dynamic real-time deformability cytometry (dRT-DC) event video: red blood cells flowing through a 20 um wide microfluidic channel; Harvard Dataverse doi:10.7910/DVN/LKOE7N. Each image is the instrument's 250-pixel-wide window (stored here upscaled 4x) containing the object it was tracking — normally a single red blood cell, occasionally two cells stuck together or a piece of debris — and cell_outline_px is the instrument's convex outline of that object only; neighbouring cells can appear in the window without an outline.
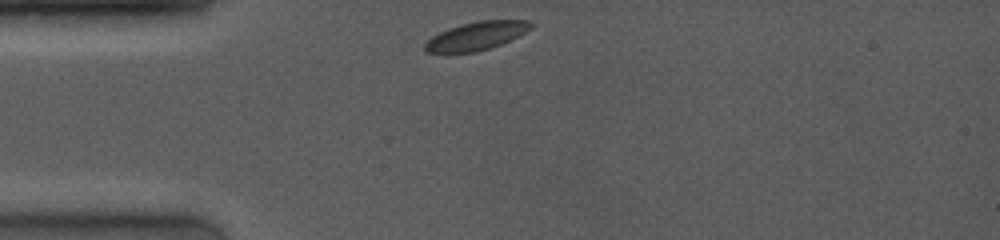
{"species": "common noctule bat (a hibernating species)", "species_latin": "Nyctalus noctula", "temperature_condition": "room temperature", "stored_images_in_passage": 29, "camera_frame_rate_fps": 4000, "um_per_image_px": 0.085, "animal": {"sex": "female", "body_mass_g": 19.0, "forearm_length_mm": 53.3}, "frame": {"image": 1, "passage_image": 1, "time_ms": 0.0, "image_size_px": [1000, 240], "cell_outline_px": [[536, 24], [532, 28], [500, 44], [476, 52], [424, 52], [424, 44], [432, 36], [440, 32], [476, 20], [528, 20]], "centroid_in_image_um": [40.51, 3.04], "position_along_channel_um": 44.5, "area_um2": 17.11}}
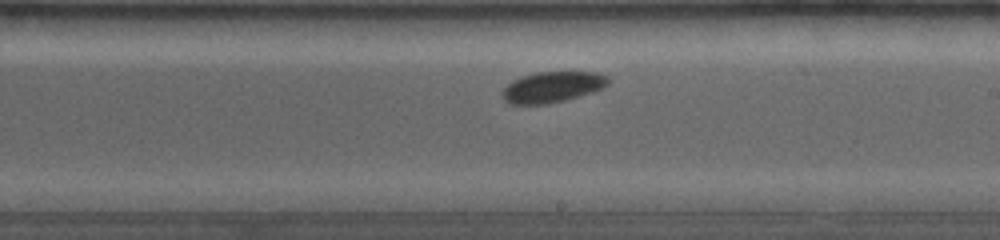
{"frame": {"image": 2, "passage_image": 18, "time_ms": 5.5, "image_size_px": [1000, 240], "cell_outline_px": [[608, 84], [604, 88], [564, 100], [544, 104], [512, 104], [504, 100], [500, 92], [512, 80], [520, 76], [536, 72], [596, 72], [608, 76]], "centroid_in_image_um": [46.92, 7.38], "position_along_channel_um": 242.1, "area_um2": 18.96}}
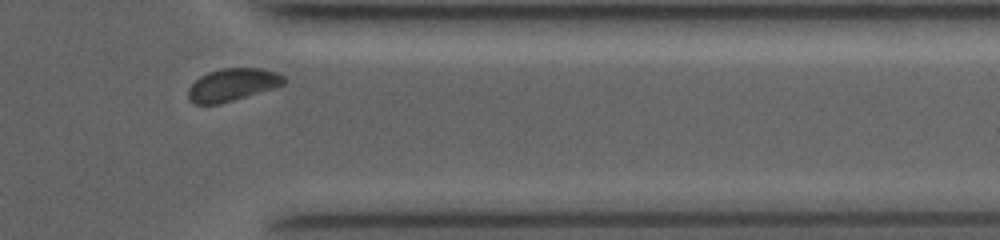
{"frame": {"image": 3, "passage_image": 29, "time_ms": 9.25, "image_size_px": [1000, 240], "cell_outline_px": [[288, 80], [284, 84], [276, 88], [220, 104], [192, 104], [188, 96], [188, 88], [200, 76], [208, 72], [220, 68], [260, 68], [276, 72], [284, 76]], "centroid_in_image_um": [19.78, 7.2], "position_along_channel_um": 391.6, "area_um2": 18.38}}